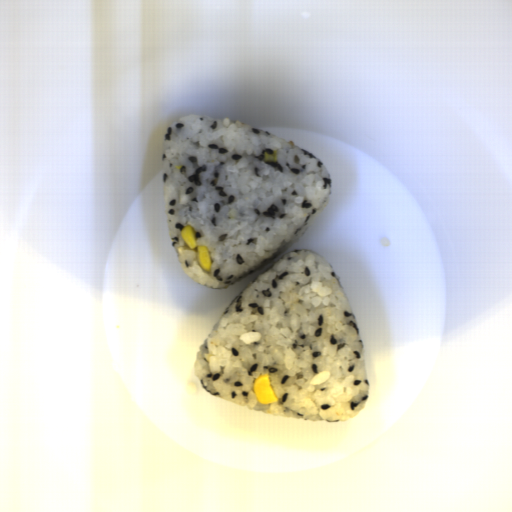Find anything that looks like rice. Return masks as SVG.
<instances>
[{
	"label": "rice",
	"instance_id": "1",
	"mask_svg": "<svg viewBox=\"0 0 512 512\" xmlns=\"http://www.w3.org/2000/svg\"><path fill=\"white\" fill-rule=\"evenodd\" d=\"M278 151L277 162L264 152ZM166 224L190 280L224 289L279 258L322 215L332 175L293 140L229 118L189 114L172 122L161 159ZM191 225L197 246L180 233ZM209 248L211 270L197 261Z\"/></svg>",
	"mask_w": 512,
	"mask_h": 512
},
{
	"label": "rice",
	"instance_id": "2",
	"mask_svg": "<svg viewBox=\"0 0 512 512\" xmlns=\"http://www.w3.org/2000/svg\"><path fill=\"white\" fill-rule=\"evenodd\" d=\"M212 395L261 413L340 422L368 404L359 328L333 266L314 250L281 256L232 300L194 360ZM268 373L279 402H256Z\"/></svg>",
	"mask_w": 512,
	"mask_h": 512
}]
</instances>
